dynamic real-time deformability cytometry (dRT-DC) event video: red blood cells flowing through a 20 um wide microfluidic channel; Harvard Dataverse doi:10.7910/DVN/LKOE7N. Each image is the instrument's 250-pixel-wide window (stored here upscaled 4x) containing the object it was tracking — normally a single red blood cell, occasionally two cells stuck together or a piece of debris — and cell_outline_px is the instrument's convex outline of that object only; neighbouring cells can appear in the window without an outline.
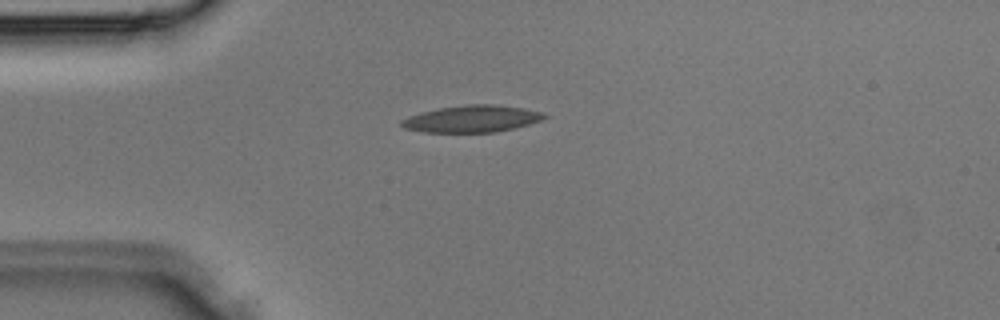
{"species": "Egyptian fruit bat (a non-hibernating species)", "species_latin": "Rousettus aegyptiacus", "temperature_condition": "room temperature", "stored_images_in_passage": 28, "camera_frame_rate_fps": 3000, "um_per_image_px": 0.085, "animal": {"sex": "male"}, "frame": {"image": 1, "passage_image": 2, "time_ms": 0.333, "image_size_px": [1000, 320], "cell_outline_px": [[548, 116], [540, 120], [528, 124], [496, 132], [424, 132], [404, 128], [400, 124], [400, 120], [408, 116], [440, 108], [468, 104], [492, 104], [524, 108], [544, 112]], "centroid_in_image_um": [40.11, 10.1], "position_along_channel_um": 44.9, "area_um2": 22.2}}
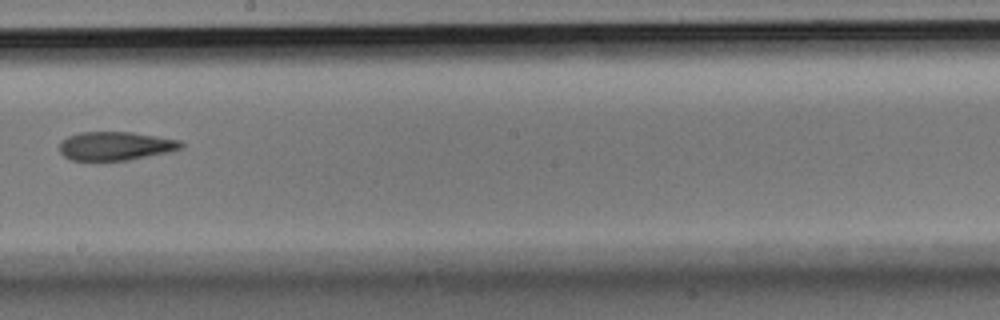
{"frame": {"image": 2, "passage_image": 13, "time_ms": 4.0, "image_size_px": [1000, 320], "cell_outline_px": [[184, 148], [172, 152], [128, 160], [72, 160], [64, 156], [60, 152], [60, 140], [68, 136], [80, 132], [132, 132], [180, 140], [184, 144]], "centroid_in_image_um": [9.86, 12.4], "position_along_channel_um": 238.3, "area_um2": 20.46}}
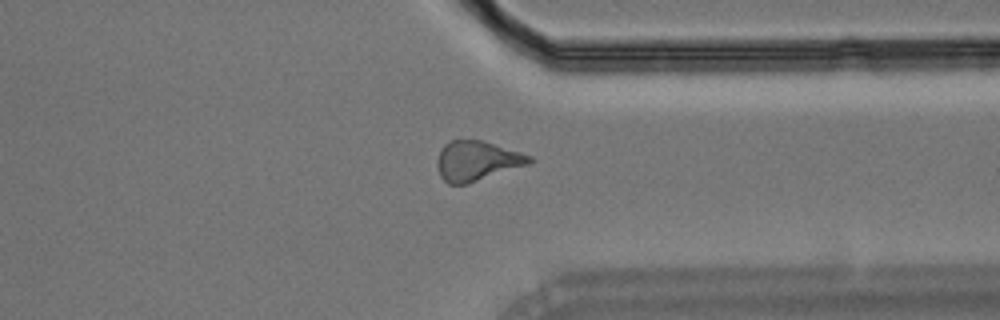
{"frame": {"image": 3, "passage_image": 20, "time_ms": 6.333, "image_size_px": [1000, 320], "cell_outline_px": [[536, 160], [532, 164], [468, 184], [448, 184], [440, 176], [436, 164], [436, 160], [440, 148], [444, 144], [452, 140], [480, 140], [520, 152], [532, 156]], "centroid_in_image_um": [40.55, 13.69], "position_along_channel_um": 370.8, "area_um2": 21.73}}